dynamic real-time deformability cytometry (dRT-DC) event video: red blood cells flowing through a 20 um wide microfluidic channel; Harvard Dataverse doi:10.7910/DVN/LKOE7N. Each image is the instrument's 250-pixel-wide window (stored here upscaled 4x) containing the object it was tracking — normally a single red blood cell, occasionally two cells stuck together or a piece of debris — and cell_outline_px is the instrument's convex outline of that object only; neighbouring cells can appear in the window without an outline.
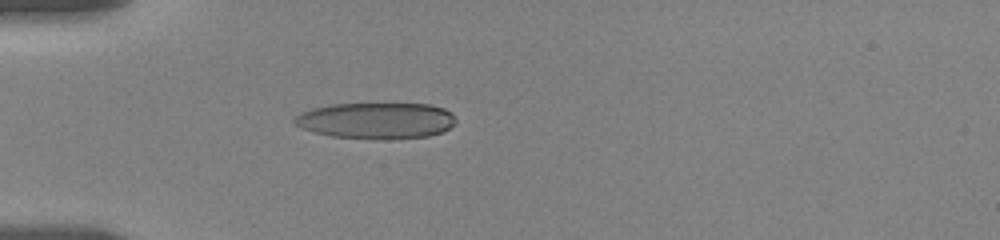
{"species": "human", "species_latin": "Homo sapiens", "temperature_condition": "room temperature", "stored_images_in_passage": 21, "camera_frame_rate_fps": 3000, "um_per_image_px": 0.085, "donor": {"sex": "female"}, "frame": {"image": 1, "passage_image": 1, "time_ms": 0.0, "image_size_px": [1000, 240], "cell_outline_px": [[456, 124], [444, 132], [428, 136], [332, 136], [300, 128], [292, 120], [300, 112], [312, 108], [332, 104], [428, 104], [444, 108], [452, 112], [456, 120]], "centroid_in_image_um": [32.0, 10.2], "position_along_channel_um": 53.0, "area_um2": 32.95}}
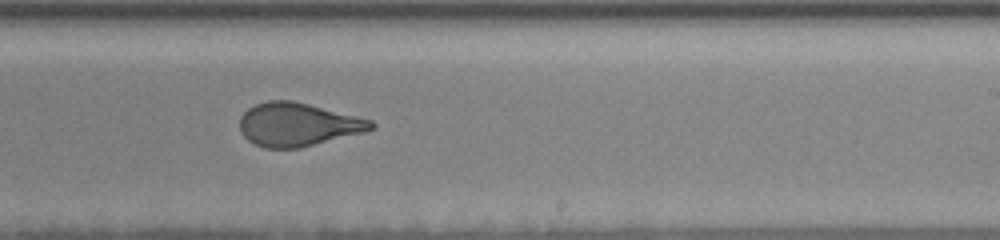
{"frame": {"image": 2, "passage_image": 9, "time_ms": 6.333, "image_size_px": [1000, 240], "cell_outline_px": [[376, 128], [364, 132], [300, 148], [264, 148], [248, 140], [240, 132], [240, 116], [248, 108], [256, 104], [268, 100], [292, 100], [372, 120], [376, 124]], "centroid_in_image_um": [25.31, 10.58], "position_along_channel_um": 263.7, "area_um2": 33.12}}
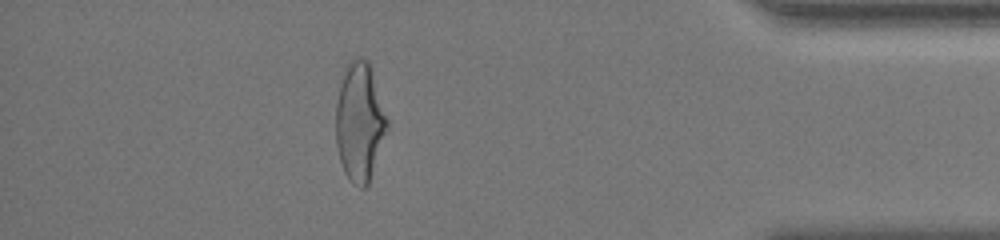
{"frame": {"image": 3, "passage_image": 18, "time_ms": 11.333, "image_size_px": [1000, 240], "cell_outline_px": [[388, 128], [368, 184], [364, 188], [360, 188], [352, 184], [348, 180], [344, 172], [340, 160], [336, 144], [336, 104], [344, 64], [348, 60], [360, 56], [368, 60], [388, 120]], "centroid_in_image_um": [30.55, 10.34], "position_along_channel_um": 404.7, "area_um2": 35.6}, "authors_computed_cell_mechanics": {"area_um2": 33.9286, "velocity_mm_per_s": 3.5217, "shape_relaxation_time_tau1_ms": 4.3851, "shape_relaxation_time_tau2_ms": null, "deformation_change_tau1": 0.1634, "deformation_change_tau2": null}}